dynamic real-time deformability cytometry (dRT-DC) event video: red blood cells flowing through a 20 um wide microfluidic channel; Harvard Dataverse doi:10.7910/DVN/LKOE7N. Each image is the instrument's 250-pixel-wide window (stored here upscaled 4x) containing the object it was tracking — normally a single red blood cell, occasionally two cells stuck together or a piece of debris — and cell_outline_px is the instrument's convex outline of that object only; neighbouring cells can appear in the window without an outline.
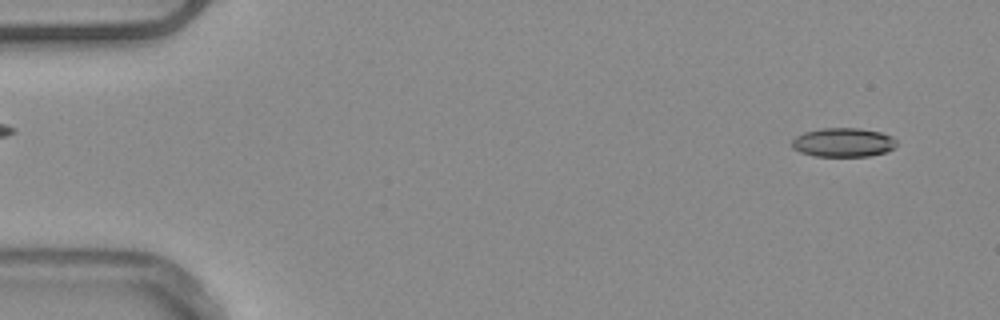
{"species": "common noctule bat (a hibernating species)", "species_latin": "Nyctalus noctula", "temperature_condition": "warm", "stored_images_in_passage": 15, "camera_frame_rate_fps": 3000, "um_per_image_px": 0.085, "animal": {"sex": "male", "body_mass_g": 20.4}, "frame": {"image": 1, "passage_image": 3, "time_ms": 0.667, "image_size_px": [1000, 320], "cell_outline_px": [[896, 148], [884, 152], [868, 156], [816, 156], [800, 152], [792, 148], [792, 140], [796, 136], [804, 132], [820, 128], [860, 128], [880, 132], [892, 136], [896, 140]], "centroid_in_image_um": [71.67, 12.1], "position_along_channel_um": 13.3, "area_um2": 17.74}}
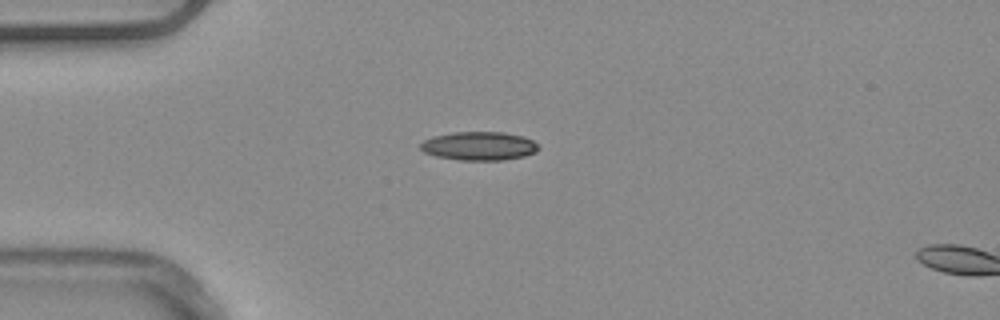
{"frame": {"image": 2, "passage_image": 13, "time_ms": 4.0, "image_size_px": [1000, 320], "cell_outline_px": [[540, 148], [536, 152], [524, 156], [504, 160], [460, 160], [436, 156], [424, 152], [420, 148], [420, 144], [424, 140], [432, 136], [452, 132], [504, 132], [524, 136], [532, 140]], "centroid_in_image_um": [40.72, 12.4], "position_along_channel_um": 44.3, "area_um2": 19.77}}